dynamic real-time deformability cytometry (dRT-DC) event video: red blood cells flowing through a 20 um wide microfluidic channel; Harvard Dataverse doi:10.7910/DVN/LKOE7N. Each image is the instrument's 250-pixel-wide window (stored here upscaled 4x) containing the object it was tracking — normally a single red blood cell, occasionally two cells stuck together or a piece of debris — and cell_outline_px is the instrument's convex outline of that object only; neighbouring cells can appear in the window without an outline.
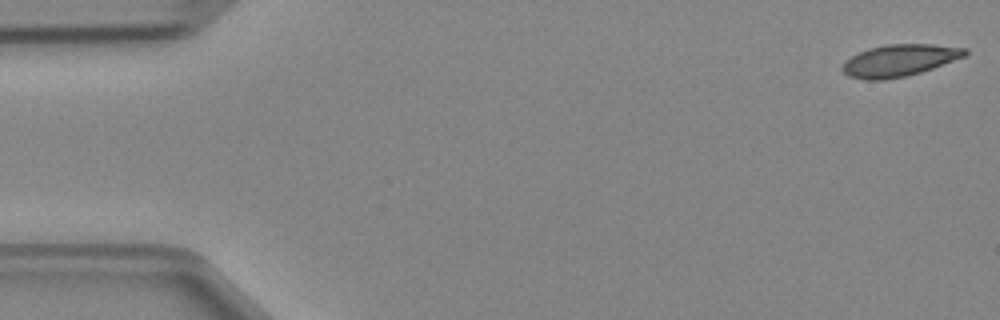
{"species": "Egyptian fruit bat (a non-hibernating species)", "species_latin": "Rousettus aegyptiacus", "temperature_condition": "cold", "stored_images_in_passage": 47, "camera_frame_rate_fps": 3000, "um_per_image_px": 0.085, "animal": {"sex": "female"}, "frame": {"image": 1, "passage_image": 1, "time_ms": 0.0, "image_size_px": [1000, 320], "cell_outline_px": [[968, 52], [964, 56], [932, 68], [920, 72], [904, 76], [884, 80], [864, 80], [848, 76], [840, 68], [844, 60], [868, 48], [888, 44], [932, 44], [968, 48]], "centroid_in_image_um": [76.4, 5.13], "position_along_channel_um": 8.6, "area_um2": 22.72}}
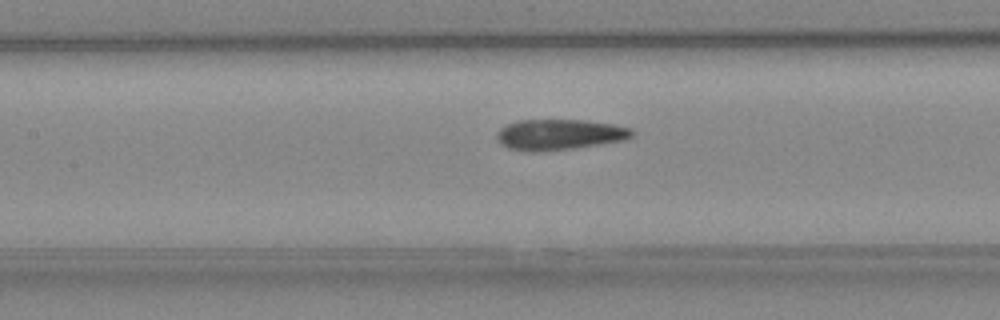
{"frame": {"image": 2, "passage_image": 21, "time_ms": 6.667, "image_size_px": [1000, 320], "cell_outline_px": [[636, 132], [628, 140], [576, 148], [536, 152], [532, 152], [508, 148], [500, 144], [496, 136], [496, 132], [500, 128], [516, 120], [584, 120], [612, 124], [632, 128]], "centroid_in_image_um": [47.57, 11.44], "position_along_channel_um": 159.8, "area_um2": 24.51}}
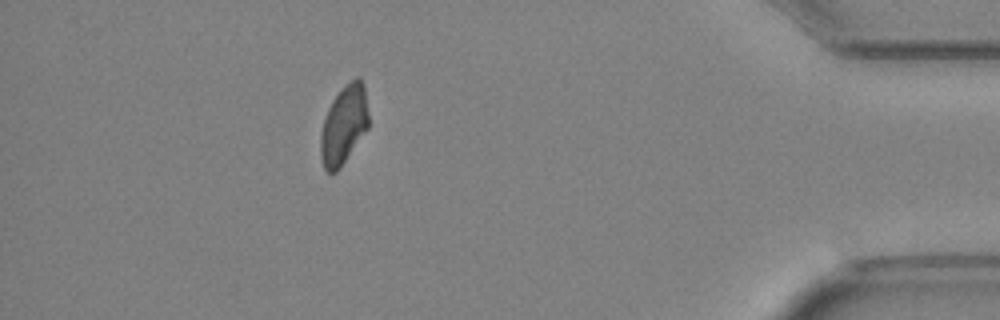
{"frame": {"image": 3, "passage_image": 42, "time_ms": 13.667, "image_size_px": [1000, 320], "cell_outline_px": [[368, 128], [340, 168], [336, 172], [328, 172], [324, 168], [320, 156], [320, 132], [328, 108], [332, 100], [356, 76], [360, 76], [364, 84], [368, 112]], "centroid_in_image_um": [29.22, 10.63], "position_along_channel_um": 406.0, "area_um2": 21.85}}